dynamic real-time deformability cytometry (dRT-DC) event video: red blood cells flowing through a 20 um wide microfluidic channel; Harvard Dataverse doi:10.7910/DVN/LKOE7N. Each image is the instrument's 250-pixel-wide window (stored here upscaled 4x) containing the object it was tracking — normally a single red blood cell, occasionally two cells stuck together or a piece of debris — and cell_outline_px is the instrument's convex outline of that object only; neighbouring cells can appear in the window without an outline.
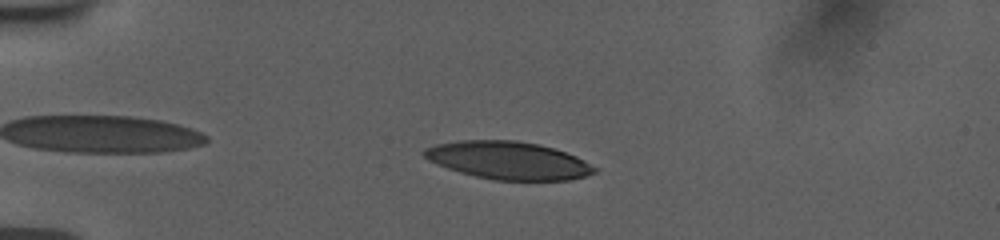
{"species": "human", "species_latin": "Homo sapiens", "temperature_condition": "room temperature", "stored_images_in_passage": 47, "camera_frame_rate_fps": 3000, "um_per_image_px": 0.085, "donor": {"sex": "female"}, "frame": {"image": 1, "passage_image": 6, "time_ms": 1.667, "image_size_px": [1000, 240], "cell_outline_px": [[600, 168], [596, 172], [584, 176], [568, 180], [496, 180], [476, 176], [460, 172], [436, 164], [428, 160], [420, 152], [424, 148], [436, 144], [460, 140], [516, 140], [540, 144], [576, 156]], "centroid_in_image_um": [43.2, 13.63], "position_along_channel_um": 41.8, "area_um2": 37.57}}
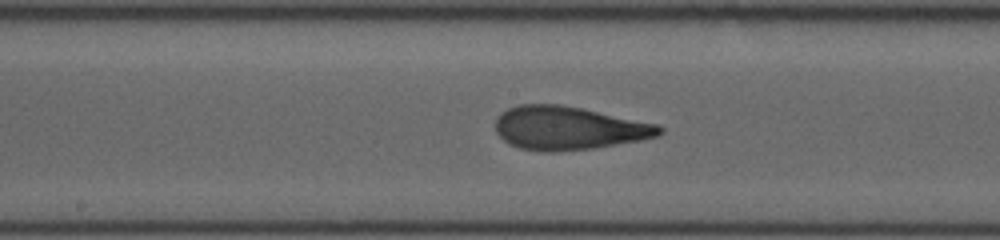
{"frame": {"image": 2, "passage_image": 22, "time_ms": 7.0, "image_size_px": [1000, 240], "cell_outline_px": [[664, 132], [660, 136], [644, 140], [592, 148], [556, 152], [548, 152], [520, 148], [508, 144], [496, 132], [496, 116], [500, 112], [508, 108], [520, 104], [560, 104], [660, 124], [664, 128]], "centroid_in_image_um": [48.36, 10.89], "position_along_channel_um": 199.8, "area_um2": 41.79}}
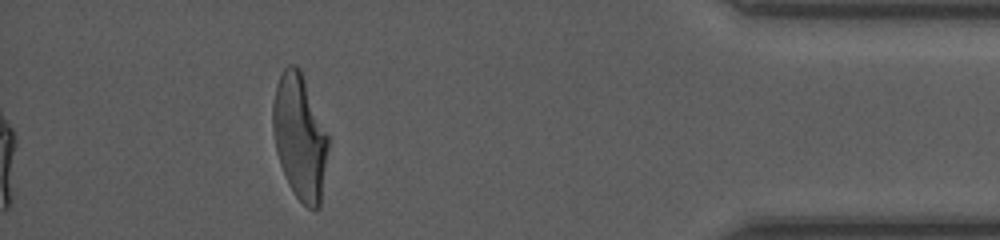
{"frame": {"image": 3, "passage_image": 42, "time_ms": 13.667, "image_size_px": [1000, 240], "cell_outline_px": [[328, 144], [320, 208], [308, 208], [296, 196], [288, 184], [280, 164], [276, 148], [272, 128], [272, 104], [276, 84], [284, 68], [288, 64], [292, 64], [300, 68], [328, 136]], "centroid_in_image_um": [25.45, 11.62], "position_along_channel_um": 409.7, "area_um2": 39.94}, "authors_computed_cell_mechanics": {"area_um2": 40.5756, "velocity_mm_per_s": 3.7911, "shape_relaxation_time_tau1_ms": 5.986, "shape_relaxation_time_tau2_ms": 1.1573, "deformation_change_tau1": 0.2445, "deformation_change_tau2": 0.099}}